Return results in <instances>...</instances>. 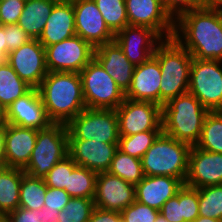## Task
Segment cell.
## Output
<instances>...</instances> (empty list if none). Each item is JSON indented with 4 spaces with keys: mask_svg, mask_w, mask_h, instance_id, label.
I'll list each match as a JSON object with an SVG mask.
<instances>
[{
    "mask_svg": "<svg viewBox=\"0 0 222 222\" xmlns=\"http://www.w3.org/2000/svg\"><path fill=\"white\" fill-rule=\"evenodd\" d=\"M153 56L161 68L160 106L188 92L192 55L173 37L163 39Z\"/></svg>",
    "mask_w": 222,
    "mask_h": 222,
    "instance_id": "277c9868",
    "label": "cell"
},
{
    "mask_svg": "<svg viewBox=\"0 0 222 222\" xmlns=\"http://www.w3.org/2000/svg\"><path fill=\"white\" fill-rule=\"evenodd\" d=\"M6 38L3 25H0V62L6 61Z\"/></svg>",
    "mask_w": 222,
    "mask_h": 222,
    "instance_id": "c3c4849f",
    "label": "cell"
},
{
    "mask_svg": "<svg viewBox=\"0 0 222 222\" xmlns=\"http://www.w3.org/2000/svg\"><path fill=\"white\" fill-rule=\"evenodd\" d=\"M184 184L195 189L222 184V153L192 146Z\"/></svg>",
    "mask_w": 222,
    "mask_h": 222,
    "instance_id": "d6986e66",
    "label": "cell"
},
{
    "mask_svg": "<svg viewBox=\"0 0 222 222\" xmlns=\"http://www.w3.org/2000/svg\"><path fill=\"white\" fill-rule=\"evenodd\" d=\"M104 18L105 24L115 35L129 25L125 0H93Z\"/></svg>",
    "mask_w": 222,
    "mask_h": 222,
    "instance_id": "1f68e13d",
    "label": "cell"
},
{
    "mask_svg": "<svg viewBox=\"0 0 222 222\" xmlns=\"http://www.w3.org/2000/svg\"><path fill=\"white\" fill-rule=\"evenodd\" d=\"M31 88L18 76L7 61L0 62V103L6 109Z\"/></svg>",
    "mask_w": 222,
    "mask_h": 222,
    "instance_id": "83f0119b",
    "label": "cell"
},
{
    "mask_svg": "<svg viewBox=\"0 0 222 222\" xmlns=\"http://www.w3.org/2000/svg\"><path fill=\"white\" fill-rule=\"evenodd\" d=\"M68 139L119 143L116 110L85 108L68 124Z\"/></svg>",
    "mask_w": 222,
    "mask_h": 222,
    "instance_id": "ba28073f",
    "label": "cell"
},
{
    "mask_svg": "<svg viewBox=\"0 0 222 222\" xmlns=\"http://www.w3.org/2000/svg\"><path fill=\"white\" fill-rule=\"evenodd\" d=\"M60 1L73 2V1H76V0H60Z\"/></svg>",
    "mask_w": 222,
    "mask_h": 222,
    "instance_id": "11a10c76",
    "label": "cell"
},
{
    "mask_svg": "<svg viewBox=\"0 0 222 222\" xmlns=\"http://www.w3.org/2000/svg\"><path fill=\"white\" fill-rule=\"evenodd\" d=\"M162 132V130H149L131 136H119L118 149L141 159Z\"/></svg>",
    "mask_w": 222,
    "mask_h": 222,
    "instance_id": "d6a6232c",
    "label": "cell"
},
{
    "mask_svg": "<svg viewBox=\"0 0 222 222\" xmlns=\"http://www.w3.org/2000/svg\"><path fill=\"white\" fill-rule=\"evenodd\" d=\"M6 61L32 88H38L48 73L45 47L38 39H30L18 49L9 52Z\"/></svg>",
    "mask_w": 222,
    "mask_h": 222,
    "instance_id": "7c38bea8",
    "label": "cell"
},
{
    "mask_svg": "<svg viewBox=\"0 0 222 222\" xmlns=\"http://www.w3.org/2000/svg\"><path fill=\"white\" fill-rule=\"evenodd\" d=\"M7 222H41L40 209L30 210L18 207L5 217Z\"/></svg>",
    "mask_w": 222,
    "mask_h": 222,
    "instance_id": "ee69618b",
    "label": "cell"
},
{
    "mask_svg": "<svg viewBox=\"0 0 222 222\" xmlns=\"http://www.w3.org/2000/svg\"><path fill=\"white\" fill-rule=\"evenodd\" d=\"M46 190L44 179L24 174L20 184L19 207L30 210L43 208Z\"/></svg>",
    "mask_w": 222,
    "mask_h": 222,
    "instance_id": "4dcf8cb0",
    "label": "cell"
},
{
    "mask_svg": "<svg viewBox=\"0 0 222 222\" xmlns=\"http://www.w3.org/2000/svg\"><path fill=\"white\" fill-rule=\"evenodd\" d=\"M0 222H7L5 218L0 217Z\"/></svg>",
    "mask_w": 222,
    "mask_h": 222,
    "instance_id": "db71d44e",
    "label": "cell"
},
{
    "mask_svg": "<svg viewBox=\"0 0 222 222\" xmlns=\"http://www.w3.org/2000/svg\"><path fill=\"white\" fill-rule=\"evenodd\" d=\"M24 5L21 0H0V25L17 24Z\"/></svg>",
    "mask_w": 222,
    "mask_h": 222,
    "instance_id": "f35d334b",
    "label": "cell"
},
{
    "mask_svg": "<svg viewBox=\"0 0 222 222\" xmlns=\"http://www.w3.org/2000/svg\"><path fill=\"white\" fill-rule=\"evenodd\" d=\"M76 35L94 48L114 41L115 35L105 24L104 18L93 0L72 2Z\"/></svg>",
    "mask_w": 222,
    "mask_h": 222,
    "instance_id": "4fadbf2b",
    "label": "cell"
},
{
    "mask_svg": "<svg viewBox=\"0 0 222 222\" xmlns=\"http://www.w3.org/2000/svg\"><path fill=\"white\" fill-rule=\"evenodd\" d=\"M159 213L160 211L135 200L121 212V217L123 222H155Z\"/></svg>",
    "mask_w": 222,
    "mask_h": 222,
    "instance_id": "d590c367",
    "label": "cell"
},
{
    "mask_svg": "<svg viewBox=\"0 0 222 222\" xmlns=\"http://www.w3.org/2000/svg\"><path fill=\"white\" fill-rule=\"evenodd\" d=\"M193 222H222V220L198 216Z\"/></svg>",
    "mask_w": 222,
    "mask_h": 222,
    "instance_id": "f907efd6",
    "label": "cell"
},
{
    "mask_svg": "<svg viewBox=\"0 0 222 222\" xmlns=\"http://www.w3.org/2000/svg\"><path fill=\"white\" fill-rule=\"evenodd\" d=\"M181 179L170 176H144L135 186V200L158 211L183 187Z\"/></svg>",
    "mask_w": 222,
    "mask_h": 222,
    "instance_id": "7402d4cb",
    "label": "cell"
},
{
    "mask_svg": "<svg viewBox=\"0 0 222 222\" xmlns=\"http://www.w3.org/2000/svg\"><path fill=\"white\" fill-rule=\"evenodd\" d=\"M88 222H123L121 213L94 208Z\"/></svg>",
    "mask_w": 222,
    "mask_h": 222,
    "instance_id": "f6af8a7d",
    "label": "cell"
},
{
    "mask_svg": "<svg viewBox=\"0 0 222 222\" xmlns=\"http://www.w3.org/2000/svg\"><path fill=\"white\" fill-rule=\"evenodd\" d=\"M93 200L96 208L121 213L135 201V185L108 172L98 173Z\"/></svg>",
    "mask_w": 222,
    "mask_h": 222,
    "instance_id": "9a60e30c",
    "label": "cell"
},
{
    "mask_svg": "<svg viewBox=\"0 0 222 222\" xmlns=\"http://www.w3.org/2000/svg\"><path fill=\"white\" fill-rule=\"evenodd\" d=\"M43 179L47 187L63 190L68 187V156L56 163Z\"/></svg>",
    "mask_w": 222,
    "mask_h": 222,
    "instance_id": "74e56055",
    "label": "cell"
},
{
    "mask_svg": "<svg viewBox=\"0 0 222 222\" xmlns=\"http://www.w3.org/2000/svg\"><path fill=\"white\" fill-rule=\"evenodd\" d=\"M117 150L118 143H104L94 139H68V153L73 161L97 174L108 171Z\"/></svg>",
    "mask_w": 222,
    "mask_h": 222,
    "instance_id": "ac0fdd59",
    "label": "cell"
},
{
    "mask_svg": "<svg viewBox=\"0 0 222 222\" xmlns=\"http://www.w3.org/2000/svg\"><path fill=\"white\" fill-rule=\"evenodd\" d=\"M70 198L71 196L63 189L47 187L44 207L61 211Z\"/></svg>",
    "mask_w": 222,
    "mask_h": 222,
    "instance_id": "7bdbcfd3",
    "label": "cell"
},
{
    "mask_svg": "<svg viewBox=\"0 0 222 222\" xmlns=\"http://www.w3.org/2000/svg\"><path fill=\"white\" fill-rule=\"evenodd\" d=\"M191 147L162 132L141 158L144 176H170L185 182Z\"/></svg>",
    "mask_w": 222,
    "mask_h": 222,
    "instance_id": "5b68a950",
    "label": "cell"
},
{
    "mask_svg": "<svg viewBox=\"0 0 222 222\" xmlns=\"http://www.w3.org/2000/svg\"><path fill=\"white\" fill-rule=\"evenodd\" d=\"M199 192V216L222 220V184L201 187Z\"/></svg>",
    "mask_w": 222,
    "mask_h": 222,
    "instance_id": "836d02e7",
    "label": "cell"
},
{
    "mask_svg": "<svg viewBox=\"0 0 222 222\" xmlns=\"http://www.w3.org/2000/svg\"><path fill=\"white\" fill-rule=\"evenodd\" d=\"M94 198L71 197L59 211L56 222H88L95 208Z\"/></svg>",
    "mask_w": 222,
    "mask_h": 222,
    "instance_id": "e575fe53",
    "label": "cell"
},
{
    "mask_svg": "<svg viewBox=\"0 0 222 222\" xmlns=\"http://www.w3.org/2000/svg\"><path fill=\"white\" fill-rule=\"evenodd\" d=\"M97 173L78 166L68 155V187L65 191L71 197L94 198Z\"/></svg>",
    "mask_w": 222,
    "mask_h": 222,
    "instance_id": "4316f807",
    "label": "cell"
},
{
    "mask_svg": "<svg viewBox=\"0 0 222 222\" xmlns=\"http://www.w3.org/2000/svg\"><path fill=\"white\" fill-rule=\"evenodd\" d=\"M155 222H169V221L166 220L165 217L161 213H159Z\"/></svg>",
    "mask_w": 222,
    "mask_h": 222,
    "instance_id": "f5cc1de1",
    "label": "cell"
},
{
    "mask_svg": "<svg viewBox=\"0 0 222 222\" xmlns=\"http://www.w3.org/2000/svg\"><path fill=\"white\" fill-rule=\"evenodd\" d=\"M129 25L153 29L162 39L173 37L174 20L160 0H125Z\"/></svg>",
    "mask_w": 222,
    "mask_h": 222,
    "instance_id": "5bb4252c",
    "label": "cell"
},
{
    "mask_svg": "<svg viewBox=\"0 0 222 222\" xmlns=\"http://www.w3.org/2000/svg\"><path fill=\"white\" fill-rule=\"evenodd\" d=\"M23 169L6 167L0 170V217L19 207Z\"/></svg>",
    "mask_w": 222,
    "mask_h": 222,
    "instance_id": "484cf974",
    "label": "cell"
},
{
    "mask_svg": "<svg viewBox=\"0 0 222 222\" xmlns=\"http://www.w3.org/2000/svg\"><path fill=\"white\" fill-rule=\"evenodd\" d=\"M115 110L118 116L119 136L162 130V106L156 103L125 98Z\"/></svg>",
    "mask_w": 222,
    "mask_h": 222,
    "instance_id": "8fae6325",
    "label": "cell"
},
{
    "mask_svg": "<svg viewBox=\"0 0 222 222\" xmlns=\"http://www.w3.org/2000/svg\"><path fill=\"white\" fill-rule=\"evenodd\" d=\"M199 192L195 188L182 187V210L184 222H193L199 216Z\"/></svg>",
    "mask_w": 222,
    "mask_h": 222,
    "instance_id": "8d00e7d4",
    "label": "cell"
},
{
    "mask_svg": "<svg viewBox=\"0 0 222 222\" xmlns=\"http://www.w3.org/2000/svg\"><path fill=\"white\" fill-rule=\"evenodd\" d=\"M7 167L5 156V124L0 125V170Z\"/></svg>",
    "mask_w": 222,
    "mask_h": 222,
    "instance_id": "7dc6e473",
    "label": "cell"
},
{
    "mask_svg": "<svg viewBox=\"0 0 222 222\" xmlns=\"http://www.w3.org/2000/svg\"><path fill=\"white\" fill-rule=\"evenodd\" d=\"M173 38L193 58L222 61V9L197 8L174 21Z\"/></svg>",
    "mask_w": 222,
    "mask_h": 222,
    "instance_id": "6da1fadb",
    "label": "cell"
},
{
    "mask_svg": "<svg viewBox=\"0 0 222 222\" xmlns=\"http://www.w3.org/2000/svg\"><path fill=\"white\" fill-rule=\"evenodd\" d=\"M95 48L74 35L61 42L45 47L46 67L49 72L80 71L94 58Z\"/></svg>",
    "mask_w": 222,
    "mask_h": 222,
    "instance_id": "30bf717a",
    "label": "cell"
},
{
    "mask_svg": "<svg viewBox=\"0 0 222 222\" xmlns=\"http://www.w3.org/2000/svg\"><path fill=\"white\" fill-rule=\"evenodd\" d=\"M80 76L86 108L115 110L124 101L125 93L95 58Z\"/></svg>",
    "mask_w": 222,
    "mask_h": 222,
    "instance_id": "52a82bcc",
    "label": "cell"
},
{
    "mask_svg": "<svg viewBox=\"0 0 222 222\" xmlns=\"http://www.w3.org/2000/svg\"><path fill=\"white\" fill-rule=\"evenodd\" d=\"M107 172L135 186L144 178L141 159L125 154L119 149Z\"/></svg>",
    "mask_w": 222,
    "mask_h": 222,
    "instance_id": "f1b7e54d",
    "label": "cell"
},
{
    "mask_svg": "<svg viewBox=\"0 0 222 222\" xmlns=\"http://www.w3.org/2000/svg\"><path fill=\"white\" fill-rule=\"evenodd\" d=\"M165 11L175 21L182 14L200 8L199 0H160Z\"/></svg>",
    "mask_w": 222,
    "mask_h": 222,
    "instance_id": "b9f144b4",
    "label": "cell"
},
{
    "mask_svg": "<svg viewBox=\"0 0 222 222\" xmlns=\"http://www.w3.org/2000/svg\"><path fill=\"white\" fill-rule=\"evenodd\" d=\"M162 40L153 29L135 25L125 26L114 37V41L134 66L148 61Z\"/></svg>",
    "mask_w": 222,
    "mask_h": 222,
    "instance_id": "2e32d148",
    "label": "cell"
},
{
    "mask_svg": "<svg viewBox=\"0 0 222 222\" xmlns=\"http://www.w3.org/2000/svg\"><path fill=\"white\" fill-rule=\"evenodd\" d=\"M6 124V108L0 103V125Z\"/></svg>",
    "mask_w": 222,
    "mask_h": 222,
    "instance_id": "816d5d0a",
    "label": "cell"
},
{
    "mask_svg": "<svg viewBox=\"0 0 222 222\" xmlns=\"http://www.w3.org/2000/svg\"><path fill=\"white\" fill-rule=\"evenodd\" d=\"M76 35L72 2L58 0L45 23L39 42L51 46Z\"/></svg>",
    "mask_w": 222,
    "mask_h": 222,
    "instance_id": "cb8c5ba5",
    "label": "cell"
},
{
    "mask_svg": "<svg viewBox=\"0 0 222 222\" xmlns=\"http://www.w3.org/2000/svg\"><path fill=\"white\" fill-rule=\"evenodd\" d=\"M57 217H59L58 210L48 209V207H43L40 209L41 222H56Z\"/></svg>",
    "mask_w": 222,
    "mask_h": 222,
    "instance_id": "bcb514c9",
    "label": "cell"
},
{
    "mask_svg": "<svg viewBox=\"0 0 222 222\" xmlns=\"http://www.w3.org/2000/svg\"><path fill=\"white\" fill-rule=\"evenodd\" d=\"M94 58L126 93L132 81L135 66L127 59L119 45L113 41L95 48Z\"/></svg>",
    "mask_w": 222,
    "mask_h": 222,
    "instance_id": "603a6c76",
    "label": "cell"
},
{
    "mask_svg": "<svg viewBox=\"0 0 222 222\" xmlns=\"http://www.w3.org/2000/svg\"><path fill=\"white\" fill-rule=\"evenodd\" d=\"M160 213L169 222H184L182 210V188L175 196L171 197L163 204Z\"/></svg>",
    "mask_w": 222,
    "mask_h": 222,
    "instance_id": "60d3db41",
    "label": "cell"
},
{
    "mask_svg": "<svg viewBox=\"0 0 222 222\" xmlns=\"http://www.w3.org/2000/svg\"><path fill=\"white\" fill-rule=\"evenodd\" d=\"M58 0H27L18 25L31 37L39 39L45 23Z\"/></svg>",
    "mask_w": 222,
    "mask_h": 222,
    "instance_id": "d4e9b609",
    "label": "cell"
},
{
    "mask_svg": "<svg viewBox=\"0 0 222 222\" xmlns=\"http://www.w3.org/2000/svg\"><path fill=\"white\" fill-rule=\"evenodd\" d=\"M161 68L152 56L148 61L135 66L132 81L125 98L135 101H149L160 105Z\"/></svg>",
    "mask_w": 222,
    "mask_h": 222,
    "instance_id": "ffe728a7",
    "label": "cell"
},
{
    "mask_svg": "<svg viewBox=\"0 0 222 222\" xmlns=\"http://www.w3.org/2000/svg\"><path fill=\"white\" fill-rule=\"evenodd\" d=\"M197 148L222 153V111L209 112L204 120Z\"/></svg>",
    "mask_w": 222,
    "mask_h": 222,
    "instance_id": "f546056e",
    "label": "cell"
},
{
    "mask_svg": "<svg viewBox=\"0 0 222 222\" xmlns=\"http://www.w3.org/2000/svg\"><path fill=\"white\" fill-rule=\"evenodd\" d=\"M38 90L53 123L67 125L86 108L80 73L48 71Z\"/></svg>",
    "mask_w": 222,
    "mask_h": 222,
    "instance_id": "7a4b0ae2",
    "label": "cell"
},
{
    "mask_svg": "<svg viewBox=\"0 0 222 222\" xmlns=\"http://www.w3.org/2000/svg\"><path fill=\"white\" fill-rule=\"evenodd\" d=\"M68 128L63 123H52L38 130L30 161L23 169L34 178H44L56 163L68 156Z\"/></svg>",
    "mask_w": 222,
    "mask_h": 222,
    "instance_id": "8992f818",
    "label": "cell"
},
{
    "mask_svg": "<svg viewBox=\"0 0 222 222\" xmlns=\"http://www.w3.org/2000/svg\"><path fill=\"white\" fill-rule=\"evenodd\" d=\"M200 7L222 9V0H199Z\"/></svg>",
    "mask_w": 222,
    "mask_h": 222,
    "instance_id": "681fc988",
    "label": "cell"
},
{
    "mask_svg": "<svg viewBox=\"0 0 222 222\" xmlns=\"http://www.w3.org/2000/svg\"><path fill=\"white\" fill-rule=\"evenodd\" d=\"M6 38V59L8 53L18 49L23 44L28 42L31 37L18 25V24H9L3 25Z\"/></svg>",
    "mask_w": 222,
    "mask_h": 222,
    "instance_id": "ab89813d",
    "label": "cell"
},
{
    "mask_svg": "<svg viewBox=\"0 0 222 222\" xmlns=\"http://www.w3.org/2000/svg\"><path fill=\"white\" fill-rule=\"evenodd\" d=\"M188 92L209 111H222V61L192 59Z\"/></svg>",
    "mask_w": 222,
    "mask_h": 222,
    "instance_id": "9c48e42d",
    "label": "cell"
},
{
    "mask_svg": "<svg viewBox=\"0 0 222 222\" xmlns=\"http://www.w3.org/2000/svg\"><path fill=\"white\" fill-rule=\"evenodd\" d=\"M38 130L5 124V156L7 167L24 169L30 161Z\"/></svg>",
    "mask_w": 222,
    "mask_h": 222,
    "instance_id": "44dd1931",
    "label": "cell"
},
{
    "mask_svg": "<svg viewBox=\"0 0 222 222\" xmlns=\"http://www.w3.org/2000/svg\"><path fill=\"white\" fill-rule=\"evenodd\" d=\"M208 113L193 94L184 93L162 106V131L178 141L195 146Z\"/></svg>",
    "mask_w": 222,
    "mask_h": 222,
    "instance_id": "3957f363",
    "label": "cell"
},
{
    "mask_svg": "<svg viewBox=\"0 0 222 222\" xmlns=\"http://www.w3.org/2000/svg\"><path fill=\"white\" fill-rule=\"evenodd\" d=\"M6 123L37 130L46 129L53 123L48 118L38 88H31L7 107Z\"/></svg>",
    "mask_w": 222,
    "mask_h": 222,
    "instance_id": "e0dca14e",
    "label": "cell"
}]
</instances>
